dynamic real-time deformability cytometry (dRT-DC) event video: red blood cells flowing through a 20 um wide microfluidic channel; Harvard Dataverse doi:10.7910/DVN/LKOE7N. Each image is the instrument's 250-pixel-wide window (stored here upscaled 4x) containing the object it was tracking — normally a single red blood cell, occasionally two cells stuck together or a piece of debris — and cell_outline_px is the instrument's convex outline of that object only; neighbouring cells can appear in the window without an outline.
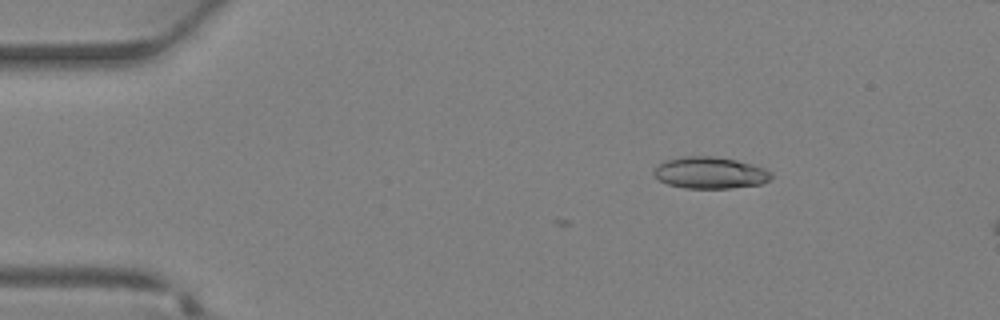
{"species": "Egyptian fruit bat (a non-hibernating species)", "species_latin": "Rousettus aegyptiacus", "temperature_condition": "warm", "stored_images_in_passage": 5, "camera_frame_rate_fps": 3000, "um_per_image_px": 0.085, "animal": {"sex": "female"}, "frame": {"image": 1, "passage_image": 1, "time_ms": 0.0, "image_size_px": [1000, 320], "cell_outline_px": [[772, 176], [768, 180], [760, 184], [728, 188], [684, 188], [668, 184], [660, 180], [652, 172], [664, 160], [684, 156], [712, 156], [736, 160], [752, 164], [764, 168], [772, 172]], "centroid_in_image_um": [60.36, 14.68], "position_along_channel_um": 24.6, "area_um2": 21.5}}